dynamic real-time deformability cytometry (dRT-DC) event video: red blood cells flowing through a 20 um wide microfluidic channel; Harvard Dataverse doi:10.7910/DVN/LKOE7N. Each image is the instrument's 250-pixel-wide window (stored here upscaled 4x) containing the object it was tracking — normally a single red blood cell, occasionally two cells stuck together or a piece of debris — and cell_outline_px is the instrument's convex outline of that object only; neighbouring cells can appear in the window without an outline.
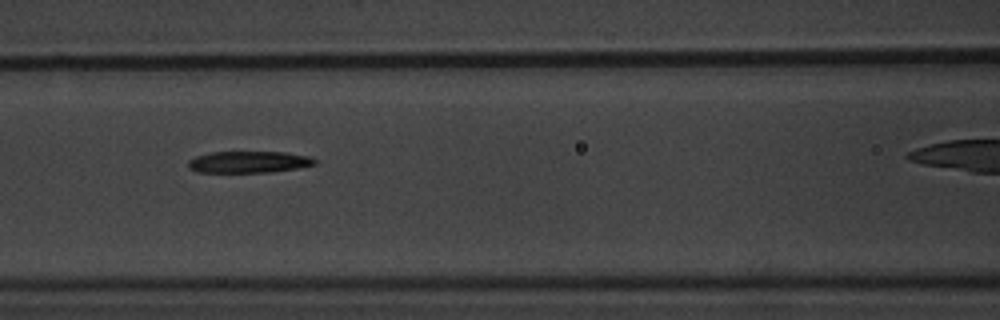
{"species": "common noctule bat (a hibernating species)", "species_latin": "Nyctalus noctula", "temperature_condition": "warm", "stored_images_in_passage": 7, "camera_frame_rate_fps": 3000, "um_per_image_px": 0.085, "animal": {"sex": "male", "body_mass_g": 20.1, "forearm_length_mm": 53.5}, "frame": {"image": 1, "passage_image": 6, "time_ms": 5.667, "image_size_px": [1000, 320], "cell_outline_px": [[316, 164], [296, 168], [272, 172], [196, 172], [188, 168], [188, 160], [196, 156], [212, 152], [284, 152], [308, 156], [316, 160]], "centroid_in_image_um": [21.11, 13.77], "position_along_channel_um": 145.5, "area_um2": 15.9}}